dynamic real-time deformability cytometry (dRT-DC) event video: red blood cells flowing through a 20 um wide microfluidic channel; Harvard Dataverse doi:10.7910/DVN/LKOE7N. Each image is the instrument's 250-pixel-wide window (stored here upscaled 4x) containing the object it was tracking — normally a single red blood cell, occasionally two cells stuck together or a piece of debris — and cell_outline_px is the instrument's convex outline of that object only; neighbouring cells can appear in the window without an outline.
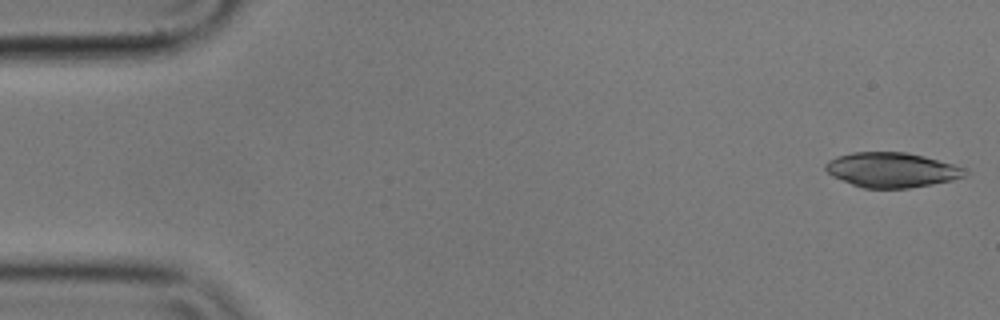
{"species": "common noctule bat (a hibernating species)", "species_latin": "Nyctalus noctula", "temperature_condition": "cold", "stored_images_in_passage": 54, "camera_frame_rate_fps": 3000, "um_per_image_px": 0.085, "animal": {"sex": "male", "body_mass_g": 17.9}, "frame": {"image": 1, "passage_image": 1, "time_ms": 0.0, "image_size_px": [1000, 320], "cell_outline_px": [[972, 172], [968, 176], [952, 180], [932, 184], [908, 188], [864, 188], [852, 184], [832, 176], [824, 168], [824, 164], [828, 160], [836, 156], [852, 152], [908, 152], [924, 156], [952, 164], [964, 168]], "centroid_in_image_um": [75.81, 14.44], "position_along_channel_um": 9.2, "area_um2": 28.5}}
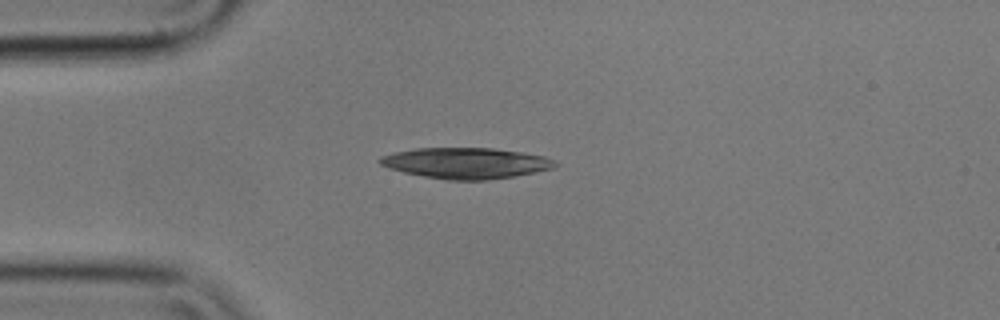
{"frame": {"image": 2, "passage_image": 13, "time_ms": 4.0, "image_size_px": [1000, 320], "cell_outline_px": [[560, 164], [552, 168], [512, 176], [488, 180], [448, 180], [424, 176], [404, 172], [388, 168], [380, 164], [376, 160], [380, 156], [392, 152], [416, 148], [492, 148], [520, 152], [544, 156], [556, 160]], "centroid_in_image_um": [39.56, 13.85], "position_along_channel_um": 45.4, "area_um2": 31.5}}